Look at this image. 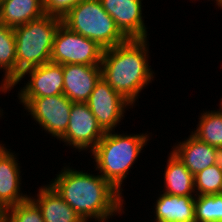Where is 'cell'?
<instances>
[{
	"label": "cell",
	"mask_w": 222,
	"mask_h": 222,
	"mask_svg": "<svg viewBox=\"0 0 222 222\" xmlns=\"http://www.w3.org/2000/svg\"><path fill=\"white\" fill-rule=\"evenodd\" d=\"M164 172L162 192L176 196H196L194 175L184 163L171 151Z\"/></svg>",
	"instance_id": "ac0fdd59"
},
{
	"label": "cell",
	"mask_w": 222,
	"mask_h": 222,
	"mask_svg": "<svg viewBox=\"0 0 222 222\" xmlns=\"http://www.w3.org/2000/svg\"><path fill=\"white\" fill-rule=\"evenodd\" d=\"M198 125L191 134L222 152V113L219 110L201 113Z\"/></svg>",
	"instance_id": "ffe728a7"
},
{
	"label": "cell",
	"mask_w": 222,
	"mask_h": 222,
	"mask_svg": "<svg viewBox=\"0 0 222 222\" xmlns=\"http://www.w3.org/2000/svg\"><path fill=\"white\" fill-rule=\"evenodd\" d=\"M31 118L48 134L59 139L69 124L73 102L64 94L40 98H18Z\"/></svg>",
	"instance_id": "52a82bcc"
},
{
	"label": "cell",
	"mask_w": 222,
	"mask_h": 222,
	"mask_svg": "<svg viewBox=\"0 0 222 222\" xmlns=\"http://www.w3.org/2000/svg\"><path fill=\"white\" fill-rule=\"evenodd\" d=\"M172 148V152L193 175L218 163L222 153L218 148L200 141L192 134Z\"/></svg>",
	"instance_id": "5bb4252c"
},
{
	"label": "cell",
	"mask_w": 222,
	"mask_h": 222,
	"mask_svg": "<svg viewBox=\"0 0 222 222\" xmlns=\"http://www.w3.org/2000/svg\"><path fill=\"white\" fill-rule=\"evenodd\" d=\"M3 116V109H0V117Z\"/></svg>",
	"instance_id": "83f0119b"
},
{
	"label": "cell",
	"mask_w": 222,
	"mask_h": 222,
	"mask_svg": "<svg viewBox=\"0 0 222 222\" xmlns=\"http://www.w3.org/2000/svg\"><path fill=\"white\" fill-rule=\"evenodd\" d=\"M127 39L149 38L142 15L143 0H99Z\"/></svg>",
	"instance_id": "8fae6325"
},
{
	"label": "cell",
	"mask_w": 222,
	"mask_h": 222,
	"mask_svg": "<svg viewBox=\"0 0 222 222\" xmlns=\"http://www.w3.org/2000/svg\"><path fill=\"white\" fill-rule=\"evenodd\" d=\"M0 143V213L30 196L21 193V171L17 156Z\"/></svg>",
	"instance_id": "7c38bea8"
},
{
	"label": "cell",
	"mask_w": 222,
	"mask_h": 222,
	"mask_svg": "<svg viewBox=\"0 0 222 222\" xmlns=\"http://www.w3.org/2000/svg\"><path fill=\"white\" fill-rule=\"evenodd\" d=\"M220 164H221V167H222V153H221V156H220Z\"/></svg>",
	"instance_id": "4316f807"
},
{
	"label": "cell",
	"mask_w": 222,
	"mask_h": 222,
	"mask_svg": "<svg viewBox=\"0 0 222 222\" xmlns=\"http://www.w3.org/2000/svg\"><path fill=\"white\" fill-rule=\"evenodd\" d=\"M0 70L4 72L0 91L6 93L17 80V59L14 29L0 23Z\"/></svg>",
	"instance_id": "d6986e66"
},
{
	"label": "cell",
	"mask_w": 222,
	"mask_h": 222,
	"mask_svg": "<svg viewBox=\"0 0 222 222\" xmlns=\"http://www.w3.org/2000/svg\"><path fill=\"white\" fill-rule=\"evenodd\" d=\"M28 74L30 78L27 83H24V87L20 88L18 98H40L63 94L62 65L52 62L25 70L8 91H11Z\"/></svg>",
	"instance_id": "30bf717a"
},
{
	"label": "cell",
	"mask_w": 222,
	"mask_h": 222,
	"mask_svg": "<svg viewBox=\"0 0 222 222\" xmlns=\"http://www.w3.org/2000/svg\"><path fill=\"white\" fill-rule=\"evenodd\" d=\"M217 3L216 5H218V8L222 6V0H215Z\"/></svg>",
	"instance_id": "d4e9b609"
},
{
	"label": "cell",
	"mask_w": 222,
	"mask_h": 222,
	"mask_svg": "<svg viewBox=\"0 0 222 222\" xmlns=\"http://www.w3.org/2000/svg\"><path fill=\"white\" fill-rule=\"evenodd\" d=\"M105 131L86 102H73L66 132L58 139L80 151L91 152L104 136Z\"/></svg>",
	"instance_id": "ba28073f"
},
{
	"label": "cell",
	"mask_w": 222,
	"mask_h": 222,
	"mask_svg": "<svg viewBox=\"0 0 222 222\" xmlns=\"http://www.w3.org/2000/svg\"><path fill=\"white\" fill-rule=\"evenodd\" d=\"M36 197L30 196L38 205L44 222H84L49 184L39 187Z\"/></svg>",
	"instance_id": "2e32d148"
},
{
	"label": "cell",
	"mask_w": 222,
	"mask_h": 222,
	"mask_svg": "<svg viewBox=\"0 0 222 222\" xmlns=\"http://www.w3.org/2000/svg\"><path fill=\"white\" fill-rule=\"evenodd\" d=\"M45 15L43 0H1L0 23L9 27L25 25Z\"/></svg>",
	"instance_id": "e0dca14e"
},
{
	"label": "cell",
	"mask_w": 222,
	"mask_h": 222,
	"mask_svg": "<svg viewBox=\"0 0 222 222\" xmlns=\"http://www.w3.org/2000/svg\"><path fill=\"white\" fill-rule=\"evenodd\" d=\"M148 53V38L127 39L103 52L102 78L133 106L141 90L154 80Z\"/></svg>",
	"instance_id": "7a4b0ae2"
},
{
	"label": "cell",
	"mask_w": 222,
	"mask_h": 222,
	"mask_svg": "<svg viewBox=\"0 0 222 222\" xmlns=\"http://www.w3.org/2000/svg\"><path fill=\"white\" fill-rule=\"evenodd\" d=\"M83 0H43L45 14L63 18Z\"/></svg>",
	"instance_id": "cb8c5ba5"
},
{
	"label": "cell",
	"mask_w": 222,
	"mask_h": 222,
	"mask_svg": "<svg viewBox=\"0 0 222 222\" xmlns=\"http://www.w3.org/2000/svg\"><path fill=\"white\" fill-rule=\"evenodd\" d=\"M62 19L43 15L25 25L14 27L17 79L27 69L50 62L56 32Z\"/></svg>",
	"instance_id": "277c9868"
},
{
	"label": "cell",
	"mask_w": 222,
	"mask_h": 222,
	"mask_svg": "<svg viewBox=\"0 0 222 222\" xmlns=\"http://www.w3.org/2000/svg\"><path fill=\"white\" fill-rule=\"evenodd\" d=\"M62 70L64 77L63 94L71 102H86L96 83L102 77L101 66L64 64Z\"/></svg>",
	"instance_id": "4fadbf2b"
},
{
	"label": "cell",
	"mask_w": 222,
	"mask_h": 222,
	"mask_svg": "<svg viewBox=\"0 0 222 222\" xmlns=\"http://www.w3.org/2000/svg\"><path fill=\"white\" fill-rule=\"evenodd\" d=\"M96 174L78 171L67 165L49 182L84 222L89 219L108 222L110 217L125 213L123 193L99 173Z\"/></svg>",
	"instance_id": "6da1fadb"
},
{
	"label": "cell",
	"mask_w": 222,
	"mask_h": 222,
	"mask_svg": "<svg viewBox=\"0 0 222 222\" xmlns=\"http://www.w3.org/2000/svg\"><path fill=\"white\" fill-rule=\"evenodd\" d=\"M150 133L118 134L105 132L102 139L91 151L95 170L122 193L123 180L138 160L143 147L150 141Z\"/></svg>",
	"instance_id": "3957f363"
},
{
	"label": "cell",
	"mask_w": 222,
	"mask_h": 222,
	"mask_svg": "<svg viewBox=\"0 0 222 222\" xmlns=\"http://www.w3.org/2000/svg\"><path fill=\"white\" fill-rule=\"evenodd\" d=\"M1 222H44L38 205L29 197L27 200L6 209Z\"/></svg>",
	"instance_id": "603a6c76"
},
{
	"label": "cell",
	"mask_w": 222,
	"mask_h": 222,
	"mask_svg": "<svg viewBox=\"0 0 222 222\" xmlns=\"http://www.w3.org/2000/svg\"><path fill=\"white\" fill-rule=\"evenodd\" d=\"M155 222H196L195 196L159 194L154 204Z\"/></svg>",
	"instance_id": "9a60e30c"
},
{
	"label": "cell",
	"mask_w": 222,
	"mask_h": 222,
	"mask_svg": "<svg viewBox=\"0 0 222 222\" xmlns=\"http://www.w3.org/2000/svg\"><path fill=\"white\" fill-rule=\"evenodd\" d=\"M101 128L113 131L120 124L126 108L133 105L117 93L102 77L86 101Z\"/></svg>",
	"instance_id": "9c48e42d"
},
{
	"label": "cell",
	"mask_w": 222,
	"mask_h": 222,
	"mask_svg": "<svg viewBox=\"0 0 222 222\" xmlns=\"http://www.w3.org/2000/svg\"><path fill=\"white\" fill-rule=\"evenodd\" d=\"M196 222H222V193L195 196Z\"/></svg>",
	"instance_id": "44dd1931"
},
{
	"label": "cell",
	"mask_w": 222,
	"mask_h": 222,
	"mask_svg": "<svg viewBox=\"0 0 222 222\" xmlns=\"http://www.w3.org/2000/svg\"><path fill=\"white\" fill-rule=\"evenodd\" d=\"M219 105H220V108L218 110L222 113V99Z\"/></svg>",
	"instance_id": "484cf974"
},
{
	"label": "cell",
	"mask_w": 222,
	"mask_h": 222,
	"mask_svg": "<svg viewBox=\"0 0 222 222\" xmlns=\"http://www.w3.org/2000/svg\"><path fill=\"white\" fill-rule=\"evenodd\" d=\"M196 195L222 193V167L220 161L194 175Z\"/></svg>",
	"instance_id": "7402d4cb"
},
{
	"label": "cell",
	"mask_w": 222,
	"mask_h": 222,
	"mask_svg": "<svg viewBox=\"0 0 222 222\" xmlns=\"http://www.w3.org/2000/svg\"><path fill=\"white\" fill-rule=\"evenodd\" d=\"M62 24L71 31L96 41L104 49L127 40L99 0H83L62 18Z\"/></svg>",
	"instance_id": "5b68a950"
},
{
	"label": "cell",
	"mask_w": 222,
	"mask_h": 222,
	"mask_svg": "<svg viewBox=\"0 0 222 222\" xmlns=\"http://www.w3.org/2000/svg\"><path fill=\"white\" fill-rule=\"evenodd\" d=\"M104 48L96 41L71 31L61 24L56 32L50 62L101 66Z\"/></svg>",
	"instance_id": "8992f818"
}]
</instances>
